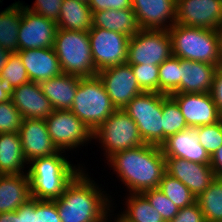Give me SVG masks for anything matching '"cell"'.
Here are the masks:
<instances>
[{"label": "cell", "instance_id": "8d00e7d4", "mask_svg": "<svg viewBox=\"0 0 222 222\" xmlns=\"http://www.w3.org/2000/svg\"><path fill=\"white\" fill-rule=\"evenodd\" d=\"M142 194L148 199L153 208L158 211L165 222L171 221L179 212V208L159 188L146 190Z\"/></svg>", "mask_w": 222, "mask_h": 222}, {"label": "cell", "instance_id": "d6986e66", "mask_svg": "<svg viewBox=\"0 0 222 222\" xmlns=\"http://www.w3.org/2000/svg\"><path fill=\"white\" fill-rule=\"evenodd\" d=\"M160 148L165 158H183L191 162L210 164V155L200 145L195 128L188 127L169 136Z\"/></svg>", "mask_w": 222, "mask_h": 222}, {"label": "cell", "instance_id": "ffe728a7", "mask_svg": "<svg viewBox=\"0 0 222 222\" xmlns=\"http://www.w3.org/2000/svg\"><path fill=\"white\" fill-rule=\"evenodd\" d=\"M10 99L23 119H46L54 111L39 83L29 81L13 89Z\"/></svg>", "mask_w": 222, "mask_h": 222}, {"label": "cell", "instance_id": "60d3db41", "mask_svg": "<svg viewBox=\"0 0 222 222\" xmlns=\"http://www.w3.org/2000/svg\"><path fill=\"white\" fill-rule=\"evenodd\" d=\"M169 222H206L203 212L197 202L180 208L177 215Z\"/></svg>", "mask_w": 222, "mask_h": 222}, {"label": "cell", "instance_id": "8992f818", "mask_svg": "<svg viewBox=\"0 0 222 222\" xmlns=\"http://www.w3.org/2000/svg\"><path fill=\"white\" fill-rule=\"evenodd\" d=\"M105 87L98 76L79 79L70 111L73 112L92 133L115 112Z\"/></svg>", "mask_w": 222, "mask_h": 222}, {"label": "cell", "instance_id": "4dcf8cb0", "mask_svg": "<svg viewBox=\"0 0 222 222\" xmlns=\"http://www.w3.org/2000/svg\"><path fill=\"white\" fill-rule=\"evenodd\" d=\"M159 190L169 198L179 209L192 205L196 197L178 179L165 173L159 183Z\"/></svg>", "mask_w": 222, "mask_h": 222}, {"label": "cell", "instance_id": "4316f807", "mask_svg": "<svg viewBox=\"0 0 222 222\" xmlns=\"http://www.w3.org/2000/svg\"><path fill=\"white\" fill-rule=\"evenodd\" d=\"M92 16L88 3L79 0H63L56 23L61 29L88 32L92 28Z\"/></svg>", "mask_w": 222, "mask_h": 222}, {"label": "cell", "instance_id": "3957f363", "mask_svg": "<svg viewBox=\"0 0 222 222\" xmlns=\"http://www.w3.org/2000/svg\"><path fill=\"white\" fill-rule=\"evenodd\" d=\"M62 153L65 152L59 151L52 156L37 158L28 163L31 198L37 200L59 198L66 186L83 169L82 167H85L82 164L77 167L65 158L66 153Z\"/></svg>", "mask_w": 222, "mask_h": 222}, {"label": "cell", "instance_id": "ab89813d", "mask_svg": "<svg viewBox=\"0 0 222 222\" xmlns=\"http://www.w3.org/2000/svg\"><path fill=\"white\" fill-rule=\"evenodd\" d=\"M62 3L63 0H35L32 7H30V5H23V7L47 19L57 22Z\"/></svg>", "mask_w": 222, "mask_h": 222}, {"label": "cell", "instance_id": "8fae6325", "mask_svg": "<svg viewBox=\"0 0 222 222\" xmlns=\"http://www.w3.org/2000/svg\"><path fill=\"white\" fill-rule=\"evenodd\" d=\"M88 35L92 58L98 72L127 63L129 36L99 27H92Z\"/></svg>", "mask_w": 222, "mask_h": 222}, {"label": "cell", "instance_id": "1f68e13d", "mask_svg": "<svg viewBox=\"0 0 222 222\" xmlns=\"http://www.w3.org/2000/svg\"><path fill=\"white\" fill-rule=\"evenodd\" d=\"M162 114L163 142L169 136L188 128L177 102L170 95L163 94Z\"/></svg>", "mask_w": 222, "mask_h": 222}, {"label": "cell", "instance_id": "5b68a950", "mask_svg": "<svg viewBox=\"0 0 222 222\" xmlns=\"http://www.w3.org/2000/svg\"><path fill=\"white\" fill-rule=\"evenodd\" d=\"M53 48L64 74L81 78L97 76L88 32L58 28Z\"/></svg>", "mask_w": 222, "mask_h": 222}, {"label": "cell", "instance_id": "cb8c5ba5", "mask_svg": "<svg viewBox=\"0 0 222 222\" xmlns=\"http://www.w3.org/2000/svg\"><path fill=\"white\" fill-rule=\"evenodd\" d=\"M31 199L28 174L0 175V213L16 211Z\"/></svg>", "mask_w": 222, "mask_h": 222}, {"label": "cell", "instance_id": "9c48e42d", "mask_svg": "<svg viewBox=\"0 0 222 222\" xmlns=\"http://www.w3.org/2000/svg\"><path fill=\"white\" fill-rule=\"evenodd\" d=\"M173 55L168 30H140L129 38L128 59L130 65L159 66Z\"/></svg>", "mask_w": 222, "mask_h": 222}, {"label": "cell", "instance_id": "ba28073f", "mask_svg": "<svg viewBox=\"0 0 222 222\" xmlns=\"http://www.w3.org/2000/svg\"><path fill=\"white\" fill-rule=\"evenodd\" d=\"M92 140H98L107 159L112 154L145 144L136 123L123 109L115 112L92 133Z\"/></svg>", "mask_w": 222, "mask_h": 222}, {"label": "cell", "instance_id": "e575fe53", "mask_svg": "<svg viewBox=\"0 0 222 222\" xmlns=\"http://www.w3.org/2000/svg\"><path fill=\"white\" fill-rule=\"evenodd\" d=\"M131 68L143 92L159 93V66L136 64Z\"/></svg>", "mask_w": 222, "mask_h": 222}, {"label": "cell", "instance_id": "d590c367", "mask_svg": "<svg viewBox=\"0 0 222 222\" xmlns=\"http://www.w3.org/2000/svg\"><path fill=\"white\" fill-rule=\"evenodd\" d=\"M200 145L210 157L222 145V120L211 125L195 128Z\"/></svg>", "mask_w": 222, "mask_h": 222}, {"label": "cell", "instance_id": "52a82bcc", "mask_svg": "<svg viewBox=\"0 0 222 222\" xmlns=\"http://www.w3.org/2000/svg\"><path fill=\"white\" fill-rule=\"evenodd\" d=\"M162 106L163 93L143 92L123 108L136 123L145 144L163 143Z\"/></svg>", "mask_w": 222, "mask_h": 222}, {"label": "cell", "instance_id": "b9f144b4", "mask_svg": "<svg viewBox=\"0 0 222 222\" xmlns=\"http://www.w3.org/2000/svg\"><path fill=\"white\" fill-rule=\"evenodd\" d=\"M88 5L92 13L108 9L120 10L132 8V0H89Z\"/></svg>", "mask_w": 222, "mask_h": 222}, {"label": "cell", "instance_id": "bcb514c9", "mask_svg": "<svg viewBox=\"0 0 222 222\" xmlns=\"http://www.w3.org/2000/svg\"><path fill=\"white\" fill-rule=\"evenodd\" d=\"M19 209L24 214V222H33L34 214V199H29L25 204H22Z\"/></svg>", "mask_w": 222, "mask_h": 222}, {"label": "cell", "instance_id": "ac0fdd59", "mask_svg": "<svg viewBox=\"0 0 222 222\" xmlns=\"http://www.w3.org/2000/svg\"><path fill=\"white\" fill-rule=\"evenodd\" d=\"M19 136L27 163L59 152L47 131L45 119H23Z\"/></svg>", "mask_w": 222, "mask_h": 222}, {"label": "cell", "instance_id": "2e32d148", "mask_svg": "<svg viewBox=\"0 0 222 222\" xmlns=\"http://www.w3.org/2000/svg\"><path fill=\"white\" fill-rule=\"evenodd\" d=\"M177 0H132L142 30H169L176 24Z\"/></svg>", "mask_w": 222, "mask_h": 222}, {"label": "cell", "instance_id": "ee69618b", "mask_svg": "<svg viewBox=\"0 0 222 222\" xmlns=\"http://www.w3.org/2000/svg\"><path fill=\"white\" fill-rule=\"evenodd\" d=\"M210 165L214 171L215 177L222 179V145L210 157Z\"/></svg>", "mask_w": 222, "mask_h": 222}, {"label": "cell", "instance_id": "816d5d0a", "mask_svg": "<svg viewBox=\"0 0 222 222\" xmlns=\"http://www.w3.org/2000/svg\"><path fill=\"white\" fill-rule=\"evenodd\" d=\"M107 220H108V214L102 220H100L98 222H108Z\"/></svg>", "mask_w": 222, "mask_h": 222}, {"label": "cell", "instance_id": "484cf974", "mask_svg": "<svg viewBox=\"0 0 222 222\" xmlns=\"http://www.w3.org/2000/svg\"><path fill=\"white\" fill-rule=\"evenodd\" d=\"M25 166L19 133H0V175L27 173Z\"/></svg>", "mask_w": 222, "mask_h": 222}, {"label": "cell", "instance_id": "44dd1931", "mask_svg": "<svg viewBox=\"0 0 222 222\" xmlns=\"http://www.w3.org/2000/svg\"><path fill=\"white\" fill-rule=\"evenodd\" d=\"M17 53L30 81L40 83L63 73L54 48L25 49Z\"/></svg>", "mask_w": 222, "mask_h": 222}, {"label": "cell", "instance_id": "277c9868", "mask_svg": "<svg viewBox=\"0 0 222 222\" xmlns=\"http://www.w3.org/2000/svg\"><path fill=\"white\" fill-rule=\"evenodd\" d=\"M173 55L180 59L200 61L219 67V38L217 30L174 24L168 30Z\"/></svg>", "mask_w": 222, "mask_h": 222}, {"label": "cell", "instance_id": "83f0119b", "mask_svg": "<svg viewBox=\"0 0 222 222\" xmlns=\"http://www.w3.org/2000/svg\"><path fill=\"white\" fill-rule=\"evenodd\" d=\"M21 17L22 2L19 0L0 11V46L11 53L18 51Z\"/></svg>", "mask_w": 222, "mask_h": 222}, {"label": "cell", "instance_id": "6da1fadb", "mask_svg": "<svg viewBox=\"0 0 222 222\" xmlns=\"http://www.w3.org/2000/svg\"><path fill=\"white\" fill-rule=\"evenodd\" d=\"M107 165L116 173L129 193H143L158 188L166 173L163 152L158 145L143 144L109 156Z\"/></svg>", "mask_w": 222, "mask_h": 222}, {"label": "cell", "instance_id": "4fadbf2b", "mask_svg": "<svg viewBox=\"0 0 222 222\" xmlns=\"http://www.w3.org/2000/svg\"><path fill=\"white\" fill-rule=\"evenodd\" d=\"M18 32V51L25 49L53 48L58 29L57 23L23 7Z\"/></svg>", "mask_w": 222, "mask_h": 222}, {"label": "cell", "instance_id": "c3c4849f", "mask_svg": "<svg viewBox=\"0 0 222 222\" xmlns=\"http://www.w3.org/2000/svg\"><path fill=\"white\" fill-rule=\"evenodd\" d=\"M11 52L0 46V72L5 67Z\"/></svg>", "mask_w": 222, "mask_h": 222}, {"label": "cell", "instance_id": "603a6c76", "mask_svg": "<svg viewBox=\"0 0 222 222\" xmlns=\"http://www.w3.org/2000/svg\"><path fill=\"white\" fill-rule=\"evenodd\" d=\"M81 77L62 73L39 83L54 110H70Z\"/></svg>", "mask_w": 222, "mask_h": 222}, {"label": "cell", "instance_id": "f1b7e54d", "mask_svg": "<svg viewBox=\"0 0 222 222\" xmlns=\"http://www.w3.org/2000/svg\"><path fill=\"white\" fill-rule=\"evenodd\" d=\"M121 214L131 222H165L162 216L141 193H129ZM125 210V211H124Z\"/></svg>", "mask_w": 222, "mask_h": 222}, {"label": "cell", "instance_id": "30bf717a", "mask_svg": "<svg viewBox=\"0 0 222 222\" xmlns=\"http://www.w3.org/2000/svg\"><path fill=\"white\" fill-rule=\"evenodd\" d=\"M45 121L52 142L59 151H74L92 141V131L70 110H54Z\"/></svg>", "mask_w": 222, "mask_h": 222}, {"label": "cell", "instance_id": "74e56055", "mask_svg": "<svg viewBox=\"0 0 222 222\" xmlns=\"http://www.w3.org/2000/svg\"><path fill=\"white\" fill-rule=\"evenodd\" d=\"M23 117L11 99L0 102V133H19Z\"/></svg>", "mask_w": 222, "mask_h": 222}, {"label": "cell", "instance_id": "e0dca14e", "mask_svg": "<svg viewBox=\"0 0 222 222\" xmlns=\"http://www.w3.org/2000/svg\"><path fill=\"white\" fill-rule=\"evenodd\" d=\"M166 173L180 180L197 198L216 179L210 164L191 162L183 158H165Z\"/></svg>", "mask_w": 222, "mask_h": 222}, {"label": "cell", "instance_id": "d6a6232c", "mask_svg": "<svg viewBox=\"0 0 222 222\" xmlns=\"http://www.w3.org/2000/svg\"><path fill=\"white\" fill-rule=\"evenodd\" d=\"M180 58L172 55L159 65V93H180Z\"/></svg>", "mask_w": 222, "mask_h": 222}, {"label": "cell", "instance_id": "9a60e30c", "mask_svg": "<svg viewBox=\"0 0 222 222\" xmlns=\"http://www.w3.org/2000/svg\"><path fill=\"white\" fill-rule=\"evenodd\" d=\"M188 127L211 125L222 120V116L210 93H173Z\"/></svg>", "mask_w": 222, "mask_h": 222}, {"label": "cell", "instance_id": "7a4b0ae2", "mask_svg": "<svg viewBox=\"0 0 222 222\" xmlns=\"http://www.w3.org/2000/svg\"><path fill=\"white\" fill-rule=\"evenodd\" d=\"M85 168L66 186L64 193L54 199L61 222H98L114 205L111 195L101 189L102 184L91 179Z\"/></svg>", "mask_w": 222, "mask_h": 222}, {"label": "cell", "instance_id": "5bb4252c", "mask_svg": "<svg viewBox=\"0 0 222 222\" xmlns=\"http://www.w3.org/2000/svg\"><path fill=\"white\" fill-rule=\"evenodd\" d=\"M176 23L217 30L222 25V0H177Z\"/></svg>", "mask_w": 222, "mask_h": 222}, {"label": "cell", "instance_id": "836d02e7", "mask_svg": "<svg viewBox=\"0 0 222 222\" xmlns=\"http://www.w3.org/2000/svg\"><path fill=\"white\" fill-rule=\"evenodd\" d=\"M0 79H7L13 89L30 81L18 53L10 54L5 67L0 72Z\"/></svg>", "mask_w": 222, "mask_h": 222}, {"label": "cell", "instance_id": "7dc6e473", "mask_svg": "<svg viewBox=\"0 0 222 222\" xmlns=\"http://www.w3.org/2000/svg\"><path fill=\"white\" fill-rule=\"evenodd\" d=\"M13 93V88L7 81V79H0V102L10 100V96Z\"/></svg>", "mask_w": 222, "mask_h": 222}, {"label": "cell", "instance_id": "f35d334b", "mask_svg": "<svg viewBox=\"0 0 222 222\" xmlns=\"http://www.w3.org/2000/svg\"><path fill=\"white\" fill-rule=\"evenodd\" d=\"M33 222H61L55 201L34 199Z\"/></svg>", "mask_w": 222, "mask_h": 222}, {"label": "cell", "instance_id": "f6af8a7d", "mask_svg": "<svg viewBox=\"0 0 222 222\" xmlns=\"http://www.w3.org/2000/svg\"><path fill=\"white\" fill-rule=\"evenodd\" d=\"M0 222H24V214L19 208L16 211L0 213Z\"/></svg>", "mask_w": 222, "mask_h": 222}, {"label": "cell", "instance_id": "681fc988", "mask_svg": "<svg viewBox=\"0 0 222 222\" xmlns=\"http://www.w3.org/2000/svg\"><path fill=\"white\" fill-rule=\"evenodd\" d=\"M113 207V205L111 206V208H110V210H109V212H108V222L109 221H111L112 222V220L111 219H113L112 217V215H114V214H111V213H113L114 212V207ZM113 209V210H112ZM116 216V217H115ZM115 216H114V219L115 220H113V222H131V221H129L128 219H126L122 214H117L116 215V213H115Z\"/></svg>", "mask_w": 222, "mask_h": 222}, {"label": "cell", "instance_id": "d4e9b609", "mask_svg": "<svg viewBox=\"0 0 222 222\" xmlns=\"http://www.w3.org/2000/svg\"><path fill=\"white\" fill-rule=\"evenodd\" d=\"M92 17V27L123 33L129 37L141 30L132 8L94 11Z\"/></svg>", "mask_w": 222, "mask_h": 222}, {"label": "cell", "instance_id": "f546056e", "mask_svg": "<svg viewBox=\"0 0 222 222\" xmlns=\"http://www.w3.org/2000/svg\"><path fill=\"white\" fill-rule=\"evenodd\" d=\"M206 222H222V179L216 178L197 198Z\"/></svg>", "mask_w": 222, "mask_h": 222}, {"label": "cell", "instance_id": "7402d4cb", "mask_svg": "<svg viewBox=\"0 0 222 222\" xmlns=\"http://www.w3.org/2000/svg\"><path fill=\"white\" fill-rule=\"evenodd\" d=\"M217 65L180 59V93H210Z\"/></svg>", "mask_w": 222, "mask_h": 222}, {"label": "cell", "instance_id": "f907efd6", "mask_svg": "<svg viewBox=\"0 0 222 222\" xmlns=\"http://www.w3.org/2000/svg\"><path fill=\"white\" fill-rule=\"evenodd\" d=\"M217 34L219 38V67H222V25L217 29Z\"/></svg>", "mask_w": 222, "mask_h": 222}, {"label": "cell", "instance_id": "f5cc1de1", "mask_svg": "<svg viewBox=\"0 0 222 222\" xmlns=\"http://www.w3.org/2000/svg\"><path fill=\"white\" fill-rule=\"evenodd\" d=\"M79 1H83V2H85V3H88V2H89V0H79Z\"/></svg>", "mask_w": 222, "mask_h": 222}, {"label": "cell", "instance_id": "7bdbcfd3", "mask_svg": "<svg viewBox=\"0 0 222 222\" xmlns=\"http://www.w3.org/2000/svg\"><path fill=\"white\" fill-rule=\"evenodd\" d=\"M210 94L222 116V67H218L216 71Z\"/></svg>", "mask_w": 222, "mask_h": 222}, {"label": "cell", "instance_id": "7c38bea8", "mask_svg": "<svg viewBox=\"0 0 222 222\" xmlns=\"http://www.w3.org/2000/svg\"><path fill=\"white\" fill-rule=\"evenodd\" d=\"M97 76L116 109H123L134 97L143 93L128 63L101 70Z\"/></svg>", "mask_w": 222, "mask_h": 222}]
</instances>
